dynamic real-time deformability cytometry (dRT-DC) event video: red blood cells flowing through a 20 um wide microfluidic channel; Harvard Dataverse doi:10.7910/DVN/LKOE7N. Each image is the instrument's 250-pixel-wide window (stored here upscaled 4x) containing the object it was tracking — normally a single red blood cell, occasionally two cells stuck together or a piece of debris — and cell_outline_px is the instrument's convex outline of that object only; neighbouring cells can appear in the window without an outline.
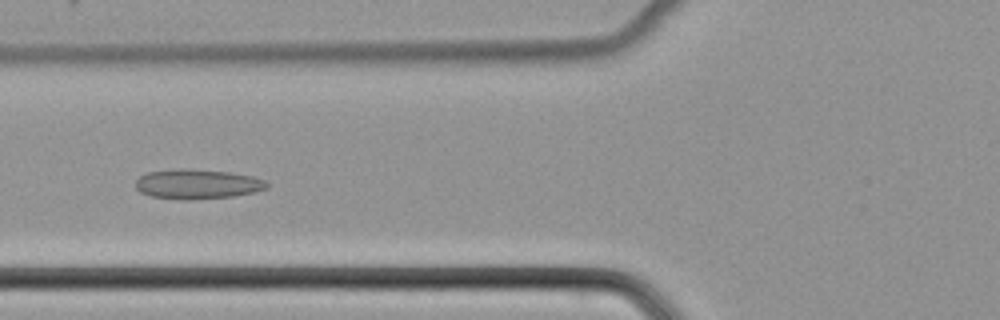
{"species": "common noctule bat (a hibernating species)", "species_latin": "Nyctalus noctula", "temperature_condition": "cold", "stored_images_in_passage": 36, "camera_frame_rate_fps": 3000, "um_per_image_px": 0.085, "animal": {"sex": "female", "body_mass_g": 22.7, "forearm_length_mm": 54.2}, "frame": {"image": 1, "passage_image": 5, "time_ms": 1.333, "image_size_px": [1000, 320], "cell_outline_px": [[268, 188], [256, 192], [232, 196], [192, 200], [180, 200], [152, 196], [140, 192], [136, 188], [136, 180], [140, 176], [148, 172], [180, 168], [184, 168], [228, 172], [252, 176], [264, 180], [268, 184]], "centroid_in_image_um": [16.77, 15.65], "position_along_channel_um": 109.0, "area_um2": 22.77}}
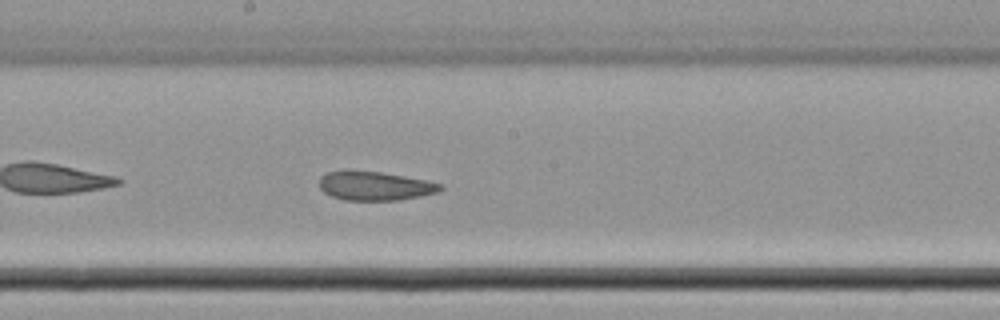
{"frame": {"image": 2, "passage_image": 13, "time_ms": 4.0, "image_size_px": [1000, 320], "cell_outline_px": [[444, 188], [436, 192], [420, 196], [400, 200], [344, 200], [332, 196], [324, 192], [320, 188], [320, 176], [328, 172], [344, 168], [348, 168], [380, 172], [404, 176], [444, 184]], "centroid_in_image_um": [31.82, 15.77], "position_along_channel_um": 216.4, "area_um2": 20.75}}
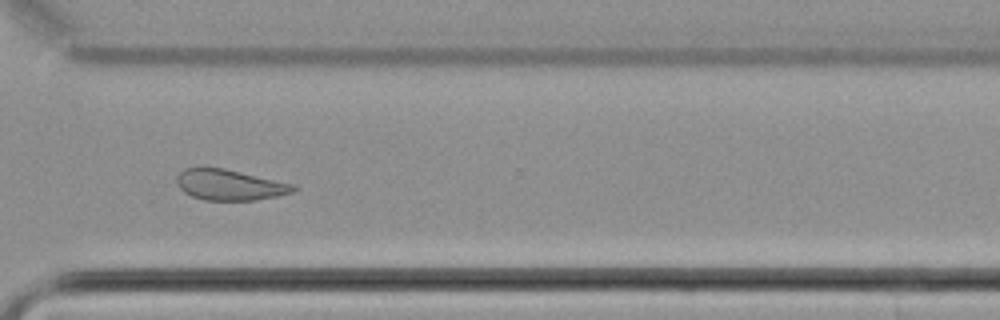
{"frame": {"image": 3, "passage_image": 23, "time_ms": 7.333, "image_size_px": [1000, 320], "cell_outline_px": [[296, 188], [292, 192], [276, 196], [256, 200], [204, 200], [192, 196], [184, 192], [180, 188], [176, 180], [176, 176], [184, 168], [224, 168], [296, 184]], "centroid_in_image_um": [19.53, 15.71], "position_along_channel_um": 351.1, "area_um2": 20.81}}